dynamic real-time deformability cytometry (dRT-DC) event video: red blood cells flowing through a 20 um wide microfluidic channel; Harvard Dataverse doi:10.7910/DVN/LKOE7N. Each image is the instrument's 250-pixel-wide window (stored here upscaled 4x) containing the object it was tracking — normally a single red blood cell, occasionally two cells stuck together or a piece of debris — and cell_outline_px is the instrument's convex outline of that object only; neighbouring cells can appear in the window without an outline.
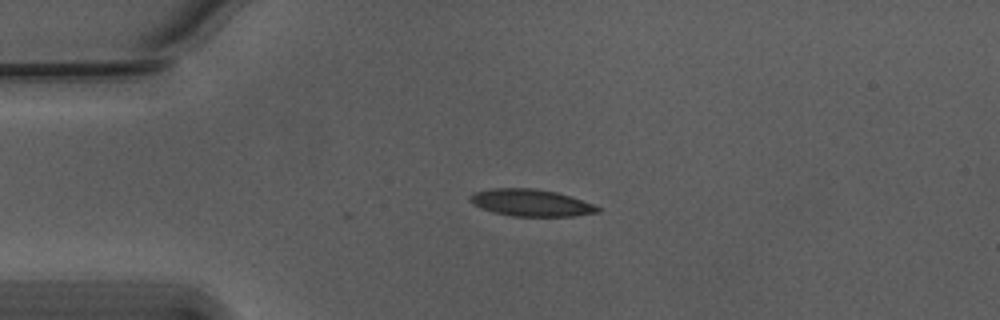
{"species": "Egyptian fruit bat (a non-hibernating species)", "species_latin": "Rousettus aegyptiacus", "temperature_condition": "warm", "stored_images_in_passage": 34, "camera_frame_rate_fps": 3000, "um_per_image_px": 0.085, "animal": {"sex": "male"}, "frame": {"image": 1, "passage_image": 1, "time_ms": 0.0, "image_size_px": [1000, 320], "cell_outline_px": [[600, 212], [572, 216], [512, 216], [496, 212], [472, 204], [468, 200], [468, 196], [476, 192], [492, 188], [532, 188], [556, 192], [592, 204], [600, 208]], "centroid_in_image_um": [45.1, 17.23], "position_along_channel_um": 39.9, "area_um2": 19.71}}
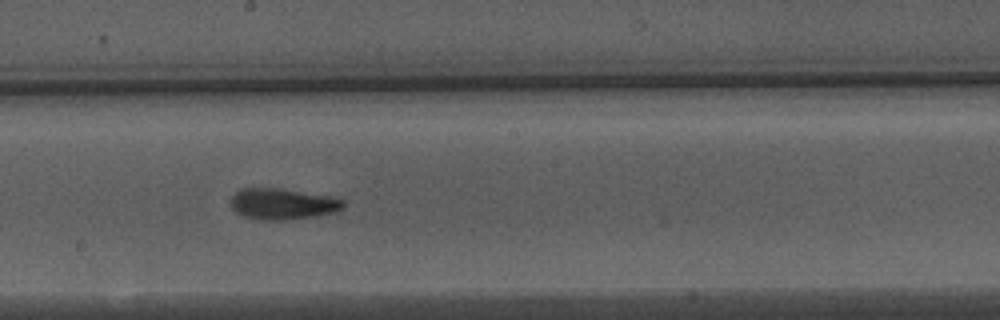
{"frame": {"image": 2, "passage_image": 18, "time_ms": 5.667, "image_size_px": [1000, 320], "cell_outline_px": [[344, 208], [336, 212], [288, 220], [256, 220], [244, 216], [236, 212], [232, 208], [228, 200], [240, 188], [276, 188], [328, 196], [344, 200]], "centroid_in_image_um": [23.97, 17.34], "position_along_channel_um": 224.2, "area_um2": 20.4}}
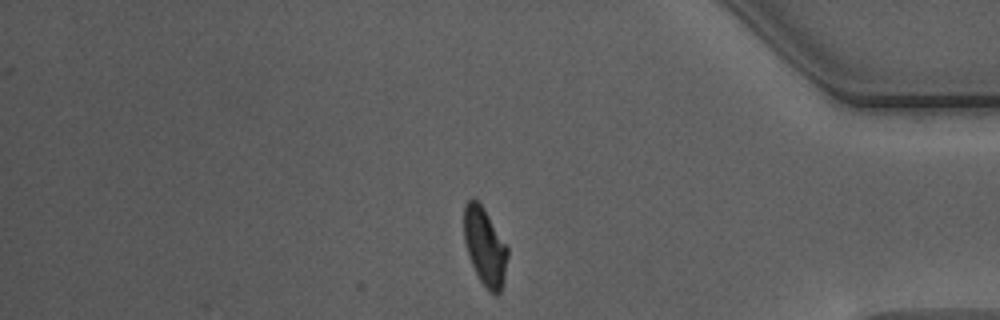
{"frame": {"image": 3, "passage_image": 34, "time_ms": 11.0, "image_size_px": [1000, 320], "cell_outline_px": [[508, 256], [504, 280], [500, 292], [496, 296], [488, 292], [480, 280], [468, 256], [464, 240], [464, 204], [468, 200], [476, 200], [484, 208], [508, 244]], "centroid_in_image_um": [41.24, 20.98], "position_along_channel_um": 394.0, "area_um2": 20.06}, "authors_computed_cell_mechanics": {"area_um2": 20.3167, "velocity_mm_per_s": 3.7513, "shape_relaxation_time_tau1_ms": 5.5815, "shape_relaxation_time_tau2_ms": 2.1234, "deformation_change_tau1": 0.2015, "deformation_change_tau2": 0.0996}}